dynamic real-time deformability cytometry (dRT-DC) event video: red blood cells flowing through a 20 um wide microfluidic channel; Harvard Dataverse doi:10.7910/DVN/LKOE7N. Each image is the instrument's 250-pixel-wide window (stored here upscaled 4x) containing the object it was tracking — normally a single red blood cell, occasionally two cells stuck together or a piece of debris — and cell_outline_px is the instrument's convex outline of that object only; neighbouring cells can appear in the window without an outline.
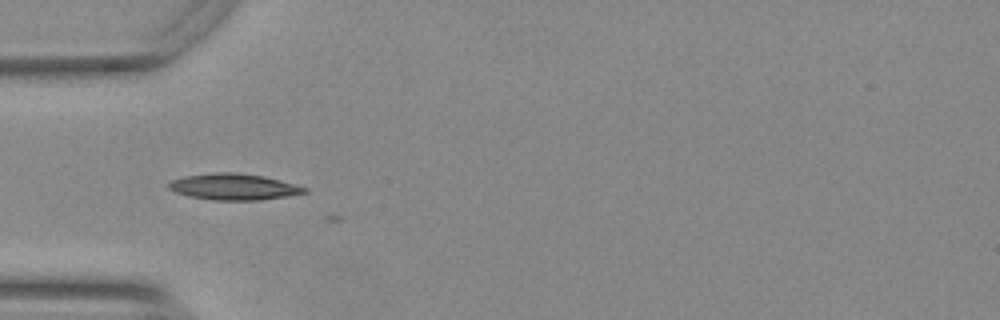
{"species": "Egyptian fruit bat (a non-hibernating species)", "species_latin": "Rousettus aegyptiacus", "temperature_condition": "warm", "stored_images_in_passage": 10, "camera_frame_rate_fps": 3000, "um_per_image_px": 0.085, "animal": {"sex": "female"}, "frame": {"image": 1, "passage_image": 8, "time_ms": 2.333, "image_size_px": [1000, 320], "cell_outline_px": [[308, 192], [260, 200], [212, 200], [188, 196], [176, 192], [168, 188], [168, 184], [172, 180], [184, 176], [216, 172], [236, 172], [264, 176], [280, 180], [308, 188]], "centroid_in_image_um": [19.85, 15.87], "position_along_channel_um": 65.1, "area_um2": 20.69}}